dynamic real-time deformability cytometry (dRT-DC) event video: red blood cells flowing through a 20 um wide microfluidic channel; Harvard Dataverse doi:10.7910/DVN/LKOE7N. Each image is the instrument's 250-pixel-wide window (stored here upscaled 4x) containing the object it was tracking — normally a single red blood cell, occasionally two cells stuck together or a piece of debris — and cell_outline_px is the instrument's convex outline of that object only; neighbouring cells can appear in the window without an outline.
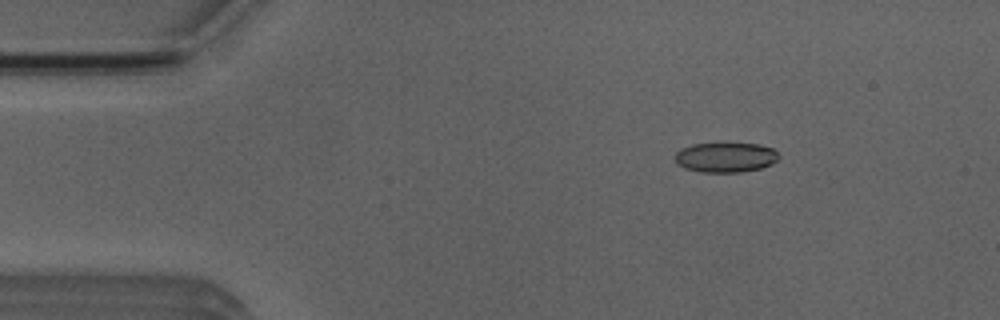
{"species": "Egyptian fruit bat (a non-hibernating species)", "species_latin": "Rousettus aegyptiacus", "temperature_condition": "room temperature", "stored_images_in_passage": 5, "camera_frame_rate_fps": 3000, "um_per_image_px": 0.085, "animal": {"sex": "male"}, "frame": {"image": 1, "passage_image": 3, "time_ms": 2.333, "image_size_px": [1000, 320], "cell_outline_px": [[780, 156], [772, 164], [760, 168], [740, 172], [700, 172], [684, 168], [676, 164], [672, 156], [680, 148], [692, 144], [760, 144], [772, 148]], "centroid_in_image_um": [61.61, 13.38], "position_along_channel_um": 23.4, "area_um2": 18.15}}